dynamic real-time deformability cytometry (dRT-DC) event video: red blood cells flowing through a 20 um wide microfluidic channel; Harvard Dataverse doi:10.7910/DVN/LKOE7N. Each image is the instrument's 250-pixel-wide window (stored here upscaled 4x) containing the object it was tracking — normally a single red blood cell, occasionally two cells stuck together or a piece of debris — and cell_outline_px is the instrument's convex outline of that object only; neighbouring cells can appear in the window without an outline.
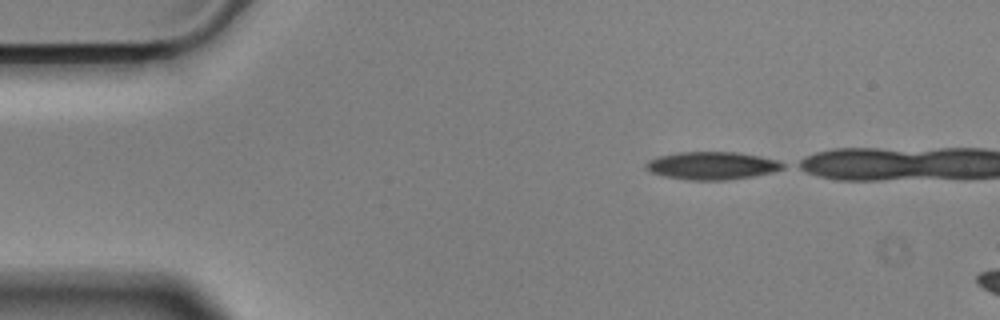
{"species": "Egyptian fruit bat (a non-hibernating species)", "species_latin": "Rousettus aegyptiacus", "temperature_condition": "cold", "stored_images_in_passage": 6, "camera_frame_rate_fps": 3000, "um_per_image_px": 0.085, "animal": {"sex": "male"}, "frame": {"image": 1, "passage_image": 1, "time_ms": 0.0, "image_size_px": [1000, 320], "cell_outline_px": [[784, 168], [772, 172], [752, 176], [724, 180], [688, 180], [664, 176], [648, 172], [644, 168], [644, 164], [648, 160], [660, 156], [676, 152], [736, 152], [760, 156], [776, 160], [784, 164]], "centroid_in_image_um": [60.45, 14.08], "position_along_channel_um": 24.5, "area_um2": 22.2}}